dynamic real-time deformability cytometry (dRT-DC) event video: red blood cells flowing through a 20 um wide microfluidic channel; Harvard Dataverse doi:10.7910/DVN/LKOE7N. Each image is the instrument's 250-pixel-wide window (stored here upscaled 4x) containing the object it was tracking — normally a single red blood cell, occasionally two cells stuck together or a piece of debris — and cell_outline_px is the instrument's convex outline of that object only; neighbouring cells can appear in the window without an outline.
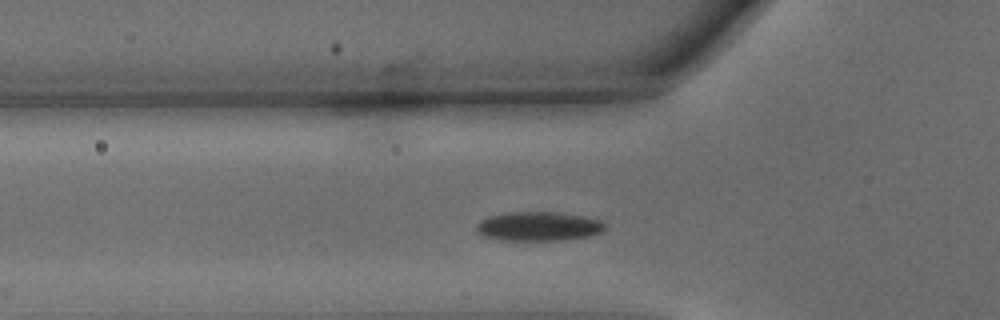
{"species": "common noctule bat (a hibernating species)", "species_latin": "Nyctalus noctula", "temperature_condition": "warm", "stored_images_in_passage": 31, "camera_frame_rate_fps": 3000, "um_per_image_px": 0.085, "animal": {"sex": "male", "body_mass_g": 15.6}, "frame": {"image": 1, "passage_image": 9, "time_ms": 2.667, "image_size_px": [1000, 320], "cell_outline_px": [[608, 224], [600, 232], [588, 236], [564, 240], [496, 240], [480, 236], [476, 228], [476, 224], [480, 220], [488, 216], [508, 212], [560, 212], [600, 220]], "centroid_in_image_um": [45.72, 19.24], "position_along_channel_um": 80.1, "area_um2": 22.02}}
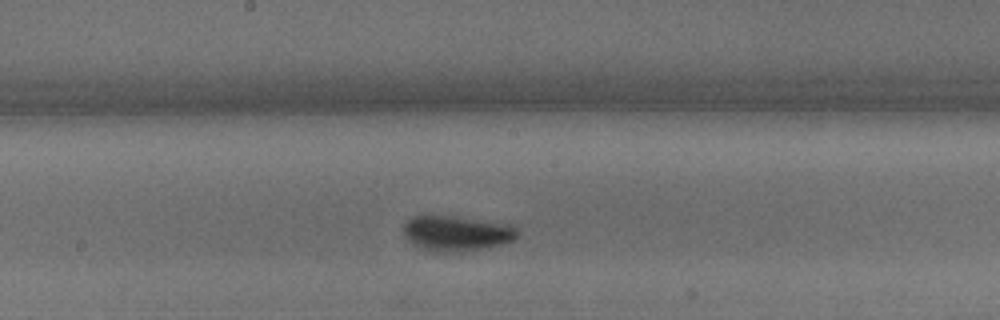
{"frame": {"image": 2, "passage_image": 18, "time_ms": 5.667, "image_size_px": [1000, 320], "cell_outline_px": [[520, 236], [504, 244], [488, 248], [460, 252], [436, 252], [424, 248], [416, 244], [404, 232], [404, 224], [412, 216], [420, 212], [452, 216], [508, 224], [516, 228], [520, 232]], "centroid_in_image_um": [38.84, 19.8], "position_along_channel_um": 209.4, "area_um2": 23.7}}
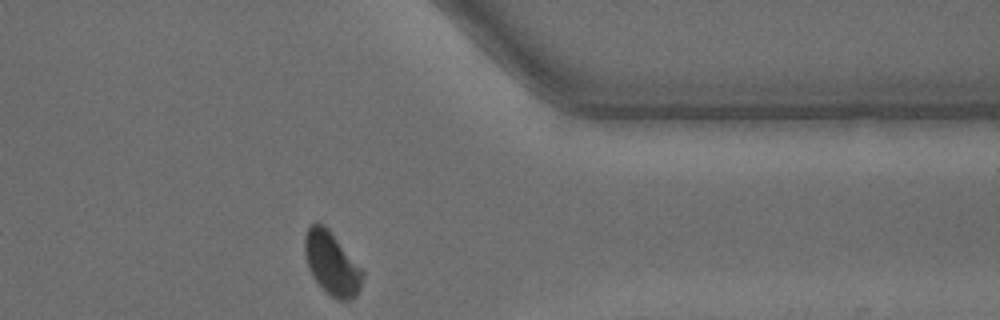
{"frame": {"image": 3, "passage_image": 31, "time_ms": 10.0, "image_size_px": [1000, 320], "cell_outline_px": [[364, 276], [360, 288], [356, 296], [348, 300], [340, 300], [332, 296], [312, 276], [308, 268], [304, 252], [304, 236], [308, 228], [312, 224], [324, 224], [328, 228], [364, 272]], "centroid_in_image_um": [28.19, 22.39], "position_along_channel_um": 383.2, "area_um2": 20.87}, "authors_computed_cell_mechanics": {"area_um2": 21.386, "velocity_mm_per_s": 4.2926, "shape_relaxation_time_tau1_ms": 2.2833, "shape_relaxation_time_tau2_ms": 0.6923, "deformation_change_tau1": 0.1084, "deformation_change_tau2": 0.0471}}